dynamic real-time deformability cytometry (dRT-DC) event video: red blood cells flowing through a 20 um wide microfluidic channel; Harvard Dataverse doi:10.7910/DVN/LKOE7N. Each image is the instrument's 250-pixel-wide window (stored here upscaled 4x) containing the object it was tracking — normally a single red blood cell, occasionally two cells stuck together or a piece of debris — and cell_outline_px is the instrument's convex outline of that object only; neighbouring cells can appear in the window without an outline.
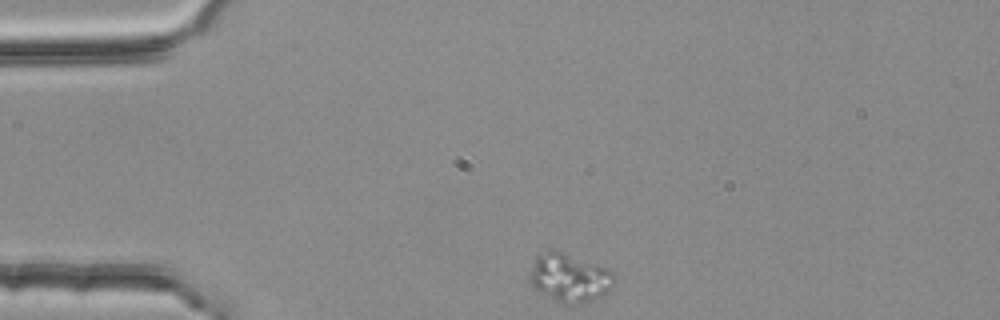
{"species": "common noctule bat (a hibernating species)", "species_latin": "Nyctalus noctula", "temperature_condition": "room temperature", "stored_images_in_passage": 39, "camera_frame_rate_fps": 3000, "um_per_image_px": 0.085, "animal": {"sex": "female", "body_mass_g": 25.1}, "frame": {"image": 1, "passage_image": 1, "time_ms": 0.0, "image_size_px": [1000, 320], "cell_outline_px": [[616, 280], [612, 288], [604, 296], [580, 304], [564, 304], [532, 288], [528, 280], [536, 256], [548, 248], [552, 248], [608, 268], [616, 276]], "centroid_in_image_um": [48.43, 23.6], "position_along_channel_um": 36.6, "area_um2": 24.28}}